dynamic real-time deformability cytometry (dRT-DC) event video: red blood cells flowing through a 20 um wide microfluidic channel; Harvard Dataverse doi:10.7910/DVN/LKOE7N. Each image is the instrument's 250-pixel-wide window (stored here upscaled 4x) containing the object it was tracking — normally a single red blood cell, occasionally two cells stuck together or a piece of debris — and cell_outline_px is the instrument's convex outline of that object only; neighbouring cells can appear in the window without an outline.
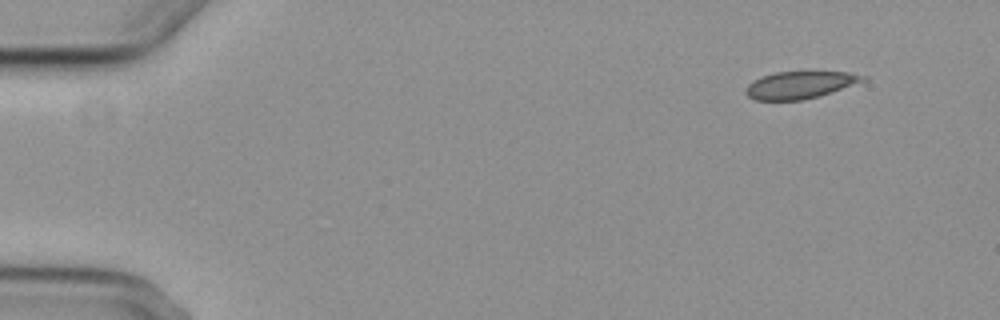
{"species": "common noctule bat (a hibernating species)", "species_latin": "Nyctalus noctula", "temperature_condition": "cold", "stored_images_in_passage": 7, "camera_frame_rate_fps": 3000, "um_per_image_px": 0.085, "animal": {"sex": "female", "body_mass_g": 29.2, "forearm_length_mm": 56.3}, "frame": {"image": 1, "passage_image": 1, "time_ms": 0.0, "image_size_px": [1000, 320], "cell_outline_px": [[868, 80], [820, 96], [804, 100], [756, 100], [748, 96], [744, 92], [744, 88], [752, 80], [776, 72], [848, 72], [868, 76]], "centroid_in_image_um": [68.02, 7.22], "position_along_channel_um": 17.0, "area_um2": 18.73}}
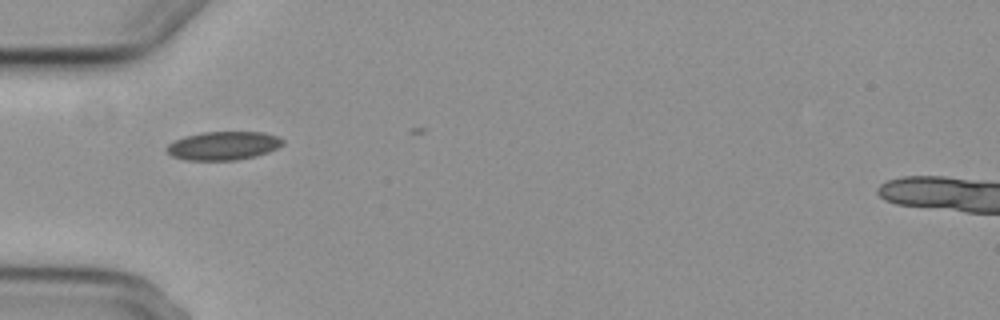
{"frame": {"image": 2, "passage_image": 5, "time_ms": 4.333, "image_size_px": [1000, 320], "cell_outline_px": [[284, 144], [268, 152], [256, 156], [236, 160], [184, 160], [172, 156], [164, 148], [168, 144], [184, 136], [204, 132], [264, 132], [280, 136], [284, 140]], "centroid_in_image_um": [19.0, 12.38], "position_along_channel_um": 66.0, "area_um2": 19.42}}
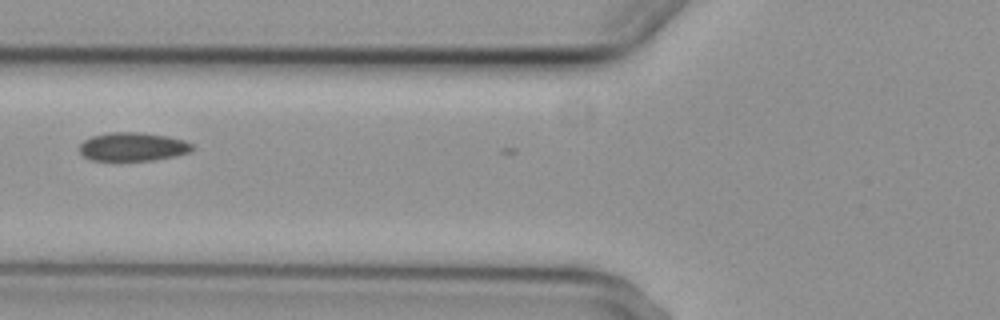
{"frame": {"image": 3, "passage_image": 6, "time_ms": 5.667, "image_size_px": [1000, 320], "cell_outline_px": [[192, 148], [188, 152], [172, 156], [152, 160], [92, 160], [84, 156], [80, 152], [80, 144], [84, 140], [92, 136], [108, 132], [140, 132], [168, 136], [184, 140], [192, 144]], "centroid_in_image_um": [11.26, 12.46], "position_along_channel_um": 114.5, "area_um2": 18.55}}